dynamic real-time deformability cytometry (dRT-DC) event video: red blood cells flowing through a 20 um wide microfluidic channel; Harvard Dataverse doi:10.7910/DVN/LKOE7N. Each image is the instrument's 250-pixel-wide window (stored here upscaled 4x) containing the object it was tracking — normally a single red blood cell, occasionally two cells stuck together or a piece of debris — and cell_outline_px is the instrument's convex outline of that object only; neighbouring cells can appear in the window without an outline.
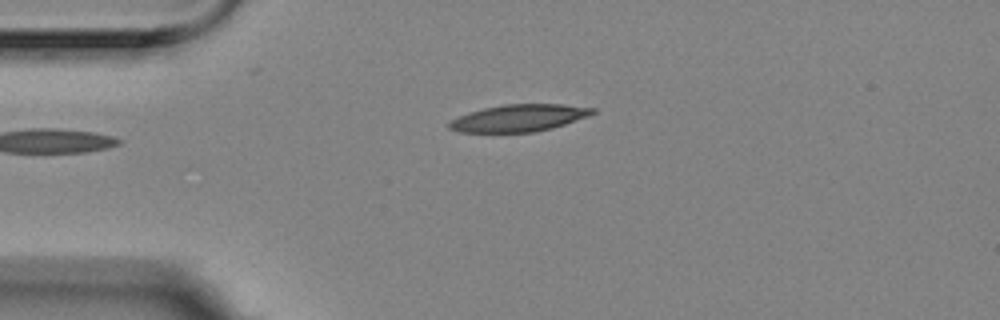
{"species": "Egyptian fruit bat (a non-hibernating species)", "species_latin": "Rousettus aegyptiacus", "temperature_condition": "room temperature", "stored_images_in_passage": 3, "camera_frame_rate_fps": 3000, "um_per_image_px": 0.085, "animal": {"sex": "female"}, "frame": {"image": 1, "passage_image": 3, "time_ms": 0.667, "image_size_px": [1000, 320], "cell_outline_px": [[596, 112], [588, 116], [552, 128], [532, 132], [460, 132], [448, 128], [448, 120], [468, 112], [484, 108], [504, 104], [564, 104], [596, 108]], "centroid_in_image_um": [44.08, 10.02], "position_along_channel_um": 40.9, "area_um2": 22.66}}